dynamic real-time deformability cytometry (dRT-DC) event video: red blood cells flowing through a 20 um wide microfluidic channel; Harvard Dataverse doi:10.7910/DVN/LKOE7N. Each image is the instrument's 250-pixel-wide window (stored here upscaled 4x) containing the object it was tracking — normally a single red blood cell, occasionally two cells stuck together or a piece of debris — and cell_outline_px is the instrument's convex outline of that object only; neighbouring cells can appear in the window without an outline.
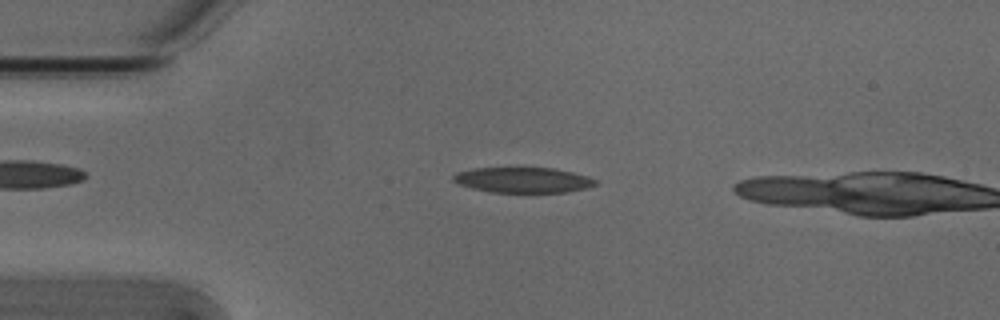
{"species": "Egyptian fruit bat (a non-hibernating species)", "species_latin": "Rousettus aegyptiacus", "temperature_condition": "cold", "stored_images_in_passage": 46, "camera_frame_rate_fps": 3000, "um_per_image_px": 0.085, "animal": {"sex": "male"}, "frame": {"image": 1, "passage_image": 11, "time_ms": 3.333, "image_size_px": [1000, 320], "cell_outline_px": [[596, 184], [588, 188], [568, 192], [492, 192], [472, 188], [460, 184], [452, 180], [452, 176], [456, 172], [472, 168], [552, 168], [572, 172], [588, 176], [596, 180]], "centroid_in_image_um": [44.45, 15.3], "position_along_channel_um": 40.5, "area_um2": 20.98}}
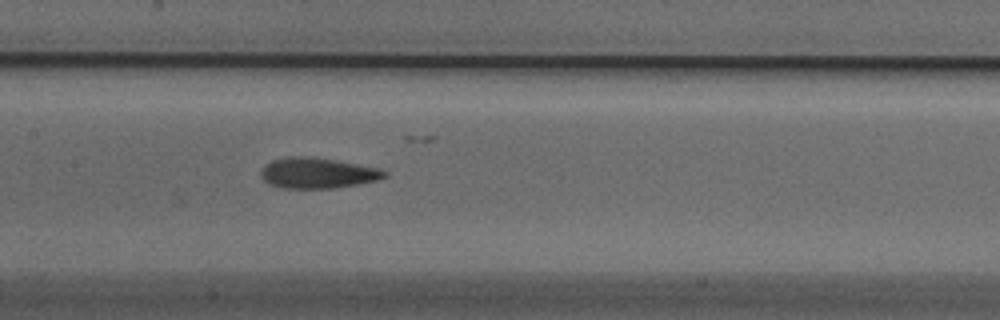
{"frame": {"image": 2, "passage_image": 24, "time_ms": 7.667, "image_size_px": [1000, 320], "cell_outline_px": [[388, 176], [376, 180], [356, 184], [332, 188], [280, 188], [268, 184], [260, 176], [260, 172], [272, 160], [288, 156], [300, 156], [332, 160], [380, 168], [388, 172]], "centroid_in_image_um": [26.97, 14.72], "position_along_channel_um": 180.4, "area_um2": 21.73}}
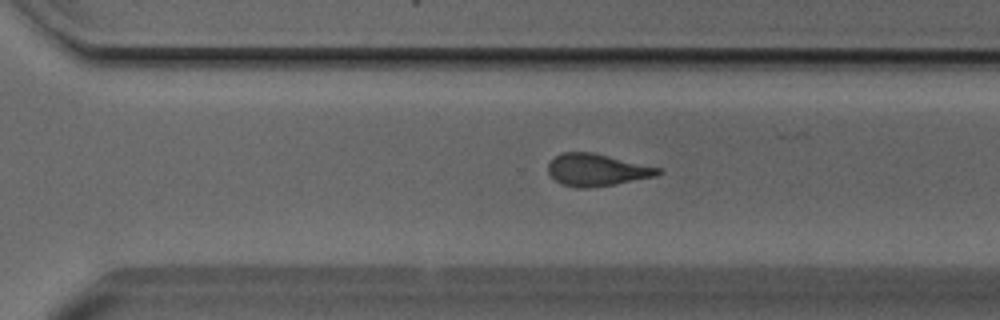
{"frame": {"image": 3, "passage_image": 35, "time_ms": 11.333, "image_size_px": [1000, 320], "cell_outline_px": [[664, 172], [656, 176], [612, 184], [588, 188], [576, 188], [560, 184], [548, 172], [548, 164], [556, 156], [564, 152], [592, 152], [664, 168]], "centroid_in_image_um": [50.77, 14.44], "position_along_channel_um": 319.8, "area_um2": 20.63}, "authors_computed_cell_mechanics": {"area_um2": 21.3282, "velocity_mm_per_s": 3.8166, "shape_relaxation_time_tau1_ms": 9.119, "shape_relaxation_time_tau2_ms": 2.7859, "deformation_change_tau1": 0.2286, "deformation_change_tau2": 0.1185}}